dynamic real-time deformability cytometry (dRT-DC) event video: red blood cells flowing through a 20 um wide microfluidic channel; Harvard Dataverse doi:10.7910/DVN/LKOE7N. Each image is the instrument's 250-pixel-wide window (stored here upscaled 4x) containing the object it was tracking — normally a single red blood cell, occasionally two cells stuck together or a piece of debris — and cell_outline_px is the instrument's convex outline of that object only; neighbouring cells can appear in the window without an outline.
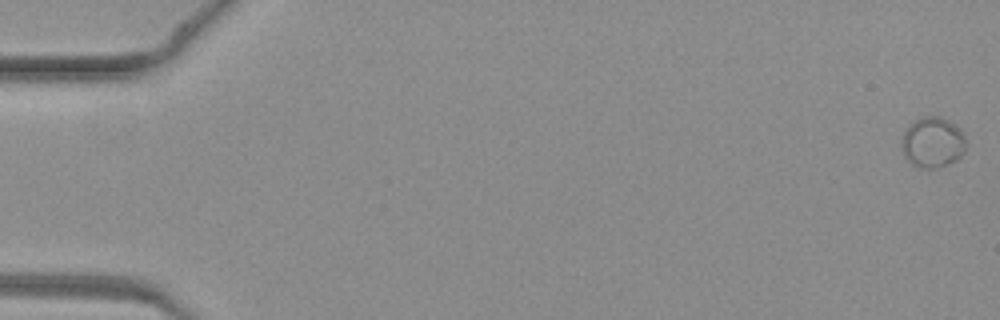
{"species": "common noctule bat (a hibernating species)", "species_latin": "Nyctalus noctula", "temperature_condition": "warm", "stored_images_in_passage": 47, "camera_frame_rate_fps": 3000, "um_per_image_px": 0.085, "animal": {"sex": "female", "body_mass_g": 19.3, "forearm_length_mm": 54.1}, "frame": {"image": 1, "passage_image": 1, "time_ms": 0.0, "image_size_px": [1000, 320], "cell_outline_px": [[964, 152], [956, 160], [936, 168], [920, 168], [912, 164], [904, 156], [900, 144], [900, 140], [904, 132], [916, 120], [924, 116], [940, 116], [948, 120], [960, 128], [964, 132]], "centroid_in_image_um": [79.26, 12.1], "position_along_channel_um": 5.7, "area_um2": 18.9}}
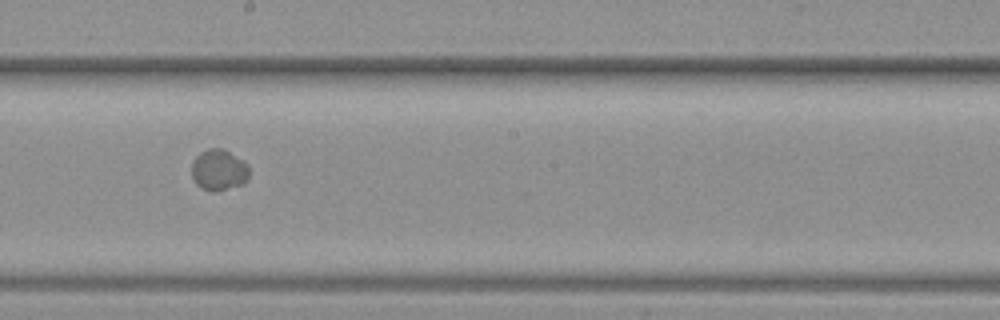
{"frame": {"image": 2, "passage_image": 27, "time_ms": 8.667, "image_size_px": [1000, 320], "cell_outline_px": [[248, 180], [244, 184], [216, 192], [212, 192], [200, 188], [196, 184], [192, 176], [192, 160], [200, 152], [208, 148], [224, 148], [244, 160], [248, 164]], "centroid_in_image_um": [18.6, 14.45], "position_along_channel_um": 229.6, "area_um2": 14.16}}
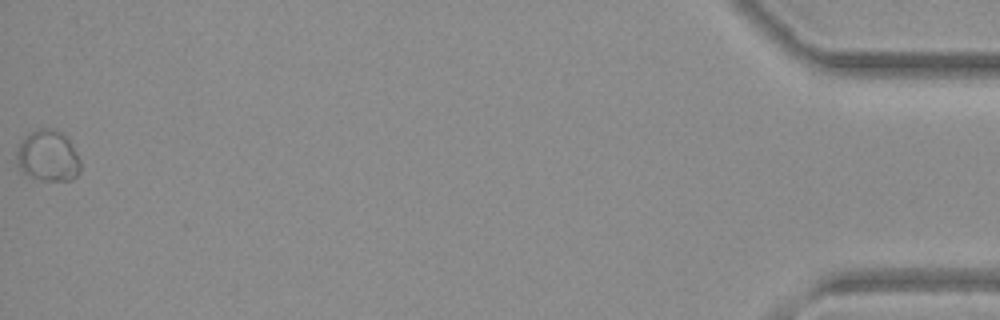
{"frame": {"image": 3, "passage_image": 47, "time_ms": 15.333, "image_size_px": [1000, 320], "cell_outline_px": [[80, 172], [72, 180], [44, 180], [28, 176], [20, 172], [16, 160], [16, 148], [28, 132], [40, 128], [56, 128], [68, 136], [80, 160]], "centroid_in_image_um": [4.06, 13.23], "position_along_channel_um": 431.1, "area_um2": 19.54}}